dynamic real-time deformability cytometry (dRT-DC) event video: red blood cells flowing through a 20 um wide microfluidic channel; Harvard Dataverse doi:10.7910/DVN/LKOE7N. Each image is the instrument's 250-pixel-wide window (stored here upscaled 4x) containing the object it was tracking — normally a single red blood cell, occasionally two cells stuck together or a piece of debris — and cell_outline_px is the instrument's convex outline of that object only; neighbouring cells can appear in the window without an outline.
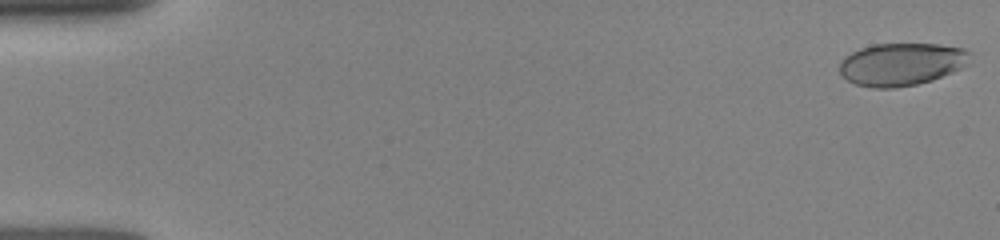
{"species": "human", "species_latin": "Homo sapiens", "temperature_condition": "room temperature", "stored_images_in_passage": 12, "camera_frame_rate_fps": 3000, "um_per_image_px": 0.085, "donor": {"sex": "female"}, "frame": {"image": 1, "passage_image": 1, "time_ms": 0.0, "image_size_px": [1000, 240], "cell_outline_px": [[972, 52], [968, 64], [952, 72], [932, 80], [916, 84], [896, 88], [872, 88], [856, 84], [848, 80], [840, 72], [840, 60], [844, 56], [860, 48], [872, 44], [936, 44], [964, 48]], "centroid_in_image_um": [76.63, 5.45], "position_along_channel_um": 8.4, "area_um2": 32.54}}
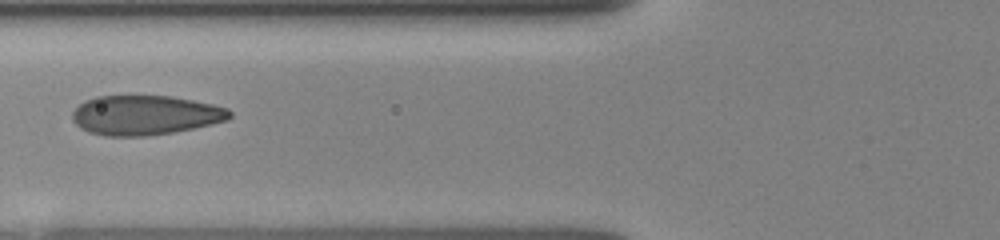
{"frame": {"image": 2, "passage_image": 9, "time_ms": 6.333, "image_size_px": [1000, 240], "cell_outline_px": [[232, 116], [228, 120], [212, 124], [172, 132], [148, 136], [104, 136], [88, 132], [80, 128], [72, 120], [72, 112], [84, 100], [96, 96], [172, 96], [212, 104], [228, 108], [232, 112]], "centroid_in_image_um": [12.33, 9.79], "position_along_channel_um": 113.5, "area_um2": 36.41}}
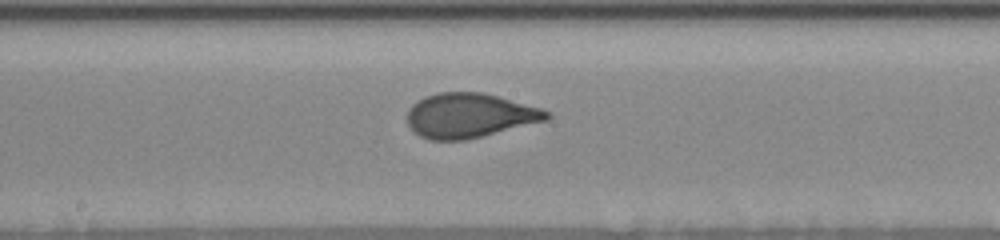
{"frame": {"image": 3, "passage_image": 12, "time_ms": 8.667, "image_size_px": [1000, 240], "cell_outline_px": [[552, 116], [548, 120], [464, 140], [428, 140], [412, 132], [408, 124], [408, 108], [416, 100], [424, 96], [440, 92], [480, 92], [544, 108]], "centroid_in_image_um": [39.89, 9.81], "position_along_channel_um": 208.3, "area_um2": 36.3}}